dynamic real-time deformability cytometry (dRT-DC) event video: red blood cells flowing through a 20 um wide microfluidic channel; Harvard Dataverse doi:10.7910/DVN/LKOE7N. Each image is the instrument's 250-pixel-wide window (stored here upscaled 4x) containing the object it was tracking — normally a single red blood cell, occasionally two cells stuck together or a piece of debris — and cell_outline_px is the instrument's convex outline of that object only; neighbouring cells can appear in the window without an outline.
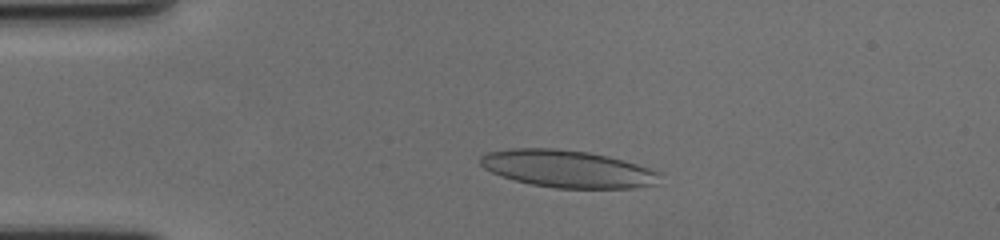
{"species": "human", "species_latin": "Homo sapiens", "temperature_condition": "cold", "stored_images_in_passage": 55, "camera_frame_rate_fps": 3000, "um_per_image_px": 0.085, "donor": {"sex": "female"}, "frame": {"image": 1, "passage_image": 10, "time_ms": 3.0, "image_size_px": [1000, 240], "cell_outline_px": [[660, 184], [636, 188], [556, 188], [532, 184], [512, 180], [500, 176], [484, 168], [480, 164], [480, 156], [488, 152], [512, 148], [552, 148], [588, 152], [608, 156], [636, 164], [660, 172]], "centroid_in_image_um": [48.25, 14.36], "position_along_channel_um": 36.8, "area_um2": 39.13}}
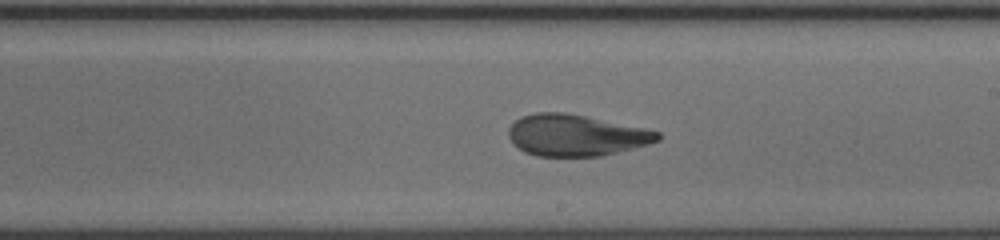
{"frame": {"image": 2, "passage_image": 31, "time_ms": 10.0, "image_size_px": [1000, 240], "cell_outline_px": [[660, 140], [648, 144], [600, 156], [536, 156], [524, 152], [512, 144], [508, 136], [508, 128], [520, 116], [536, 112], [564, 112], [644, 128], [660, 132]], "centroid_in_image_um": [48.89, 11.5], "position_along_channel_um": 240.1, "area_um2": 35.89}}
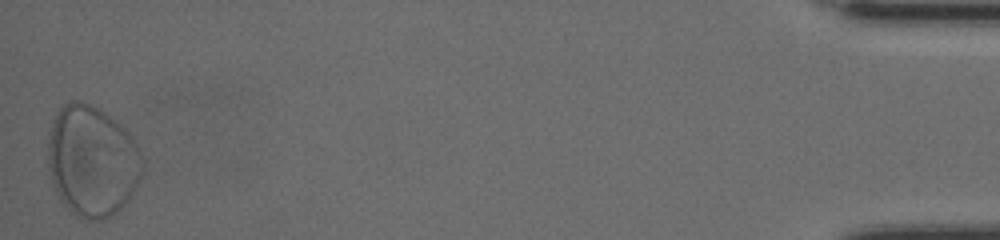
{"frame": {"image": 3, "passage_image": 55, "time_ms": 18.0, "image_size_px": [1000, 240], "cell_outline_px": [[144, 164], [136, 188], [128, 200], [116, 212], [104, 220], [88, 220], [76, 216], [60, 200], [52, 184], [48, 168], [48, 140], [52, 124], [60, 108], [64, 104], [72, 100], [80, 100], [92, 104], [116, 120], [136, 140], [144, 160]], "centroid_in_image_um": [7.84, 13.69], "position_along_channel_um": 427.4, "area_um2": 61.56}, "authors_computed_cell_mechanics": {"area_um2": 39.1306, "velocity_mm_per_s": 3.5055, "shape_relaxation_time_tau1_ms": 10.8481, "shape_relaxation_time_tau2_ms": 1.0424, "deformation_change_tau1": 0.294, "deformation_change_tau2": 0.0707}}